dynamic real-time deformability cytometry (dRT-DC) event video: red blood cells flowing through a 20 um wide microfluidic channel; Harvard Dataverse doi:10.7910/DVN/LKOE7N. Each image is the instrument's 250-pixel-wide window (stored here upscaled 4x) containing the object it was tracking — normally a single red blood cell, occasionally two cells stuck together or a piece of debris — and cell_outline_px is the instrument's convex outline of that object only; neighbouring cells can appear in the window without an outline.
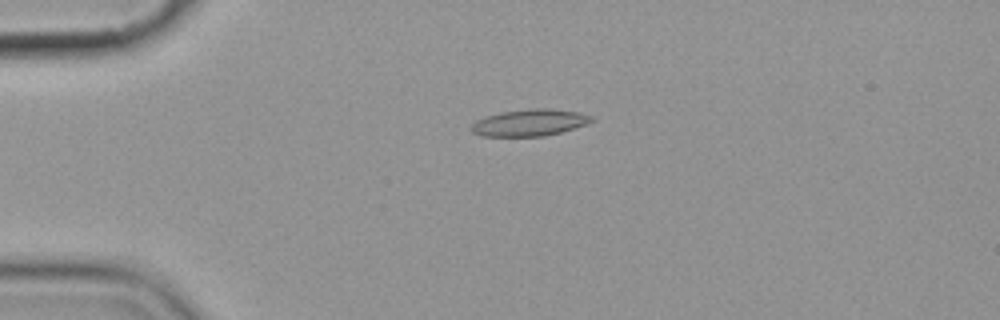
{"species": "common noctule bat (a hibernating species)", "species_latin": "Nyctalus noctula", "temperature_condition": "cold", "stored_images_in_passage": 5, "camera_frame_rate_fps": 3000, "um_per_image_px": 0.085, "animal": {"sex": "female", "body_mass_g": 19.9}, "frame": {"image": 1, "passage_image": 4, "time_ms": 4.333, "image_size_px": [1000, 320], "cell_outline_px": [[596, 120], [588, 124], [560, 132], [544, 136], [480, 136], [472, 132], [472, 124], [476, 120], [500, 112], [532, 108], [548, 108], [576, 112], [592, 116]], "centroid_in_image_um": [45.04, 10.42], "position_along_channel_um": 40.0, "area_um2": 18.67}}